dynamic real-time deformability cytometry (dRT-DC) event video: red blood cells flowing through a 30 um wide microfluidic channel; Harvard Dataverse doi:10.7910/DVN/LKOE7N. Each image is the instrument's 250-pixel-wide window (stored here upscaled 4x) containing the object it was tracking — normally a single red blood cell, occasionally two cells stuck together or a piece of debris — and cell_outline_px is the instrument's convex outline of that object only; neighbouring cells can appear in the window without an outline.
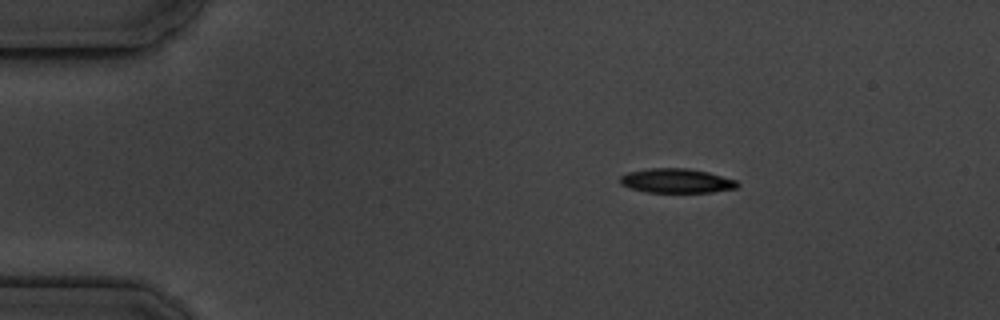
{"species": "common noctule bat (a hibernating species)", "species_latin": "Nyctalus noctula", "temperature_condition": "cold", "stored_images_in_passage": 3, "camera_frame_rate_fps": 3000, "um_per_image_px": 0.085, "animal": {"sex": "male", "body_mass_g": 19.5, "forearm_length_mm": 54.6}, "frame": {"image": 1, "passage_image": 2, "time_ms": 1.0, "image_size_px": [1000, 320], "cell_outline_px": [[740, 184], [736, 188], [712, 192], [648, 192], [628, 188], [620, 184], [620, 176], [628, 172], [648, 168], [688, 168], [708, 172], [736, 180]], "centroid_in_image_um": [57.48, 15.36], "position_along_channel_um": 27.5, "area_um2": 16.7}}